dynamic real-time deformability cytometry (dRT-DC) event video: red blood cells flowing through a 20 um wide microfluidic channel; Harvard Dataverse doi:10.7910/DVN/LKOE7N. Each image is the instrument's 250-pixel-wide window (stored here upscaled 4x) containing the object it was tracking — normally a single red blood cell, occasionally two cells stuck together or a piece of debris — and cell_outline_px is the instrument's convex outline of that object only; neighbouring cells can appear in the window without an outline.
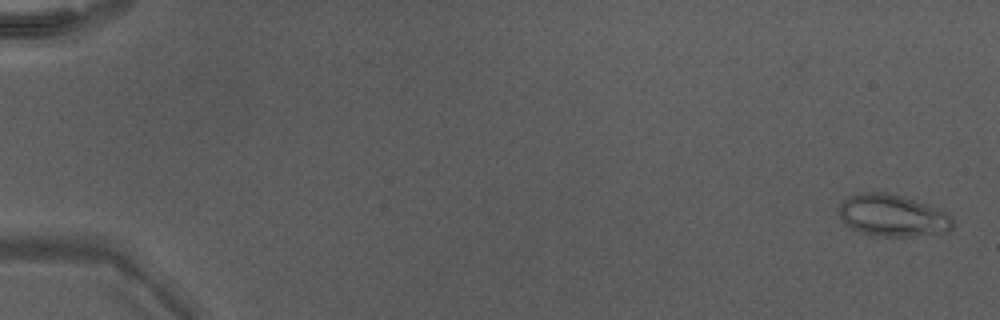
{"species": "Egyptian fruit bat (a non-hibernating species)", "species_latin": "Rousettus aegyptiacus", "temperature_condition": "warm", "stored_images_in_passage": 50, "camera_frame_rate_fps": 3000, "um_per_image_px": 0.085, "animal": {"sex": "male"}, "frame": {"image": 1, "passage_image": 2, "time_ms": 0.333, "image_size_px": [1000, 320], "cell_outline_px": [[952, 228], [948, 232], [912, 236], [872, 236], [860, 232], [844, 224], [840, 220], [840, 200], [848, 196], [860, 192], [884, 192], [900, 196], [924, 204], [948, 216], [952, 220]], "centroid_in_image_um": [75.76, 18.33], "position_along_channel_um": 9.2, "area_um2": 27.4}}
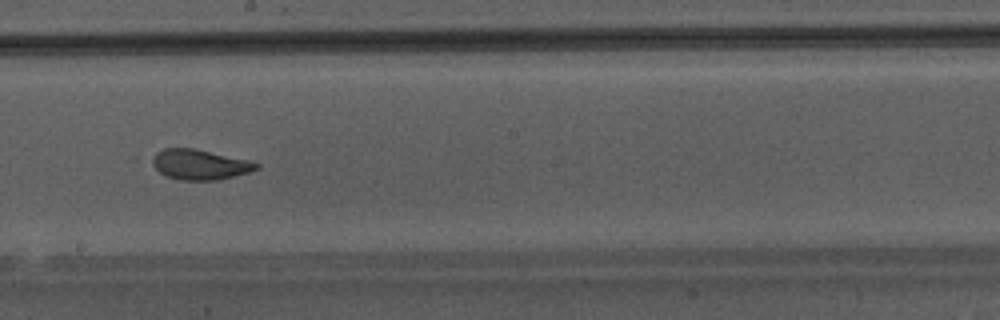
{"frame": {"image": 2, "passage_image": 30, "time_ms": 9.667, "image_size_px": [1000, 320], "cell_outline_px": [[260, 168], [248, 172], [216, 180], [180, 180], [168, 176], [160, 172], [152, 164], [152, 160], [156, 152], [164, 148], [192, 148], [252, 160], [260, 164]], "centroid_in_image_um": [17.02, 13.97], "position_along_channel_um": 231.2, "area_um2": 18.21}}
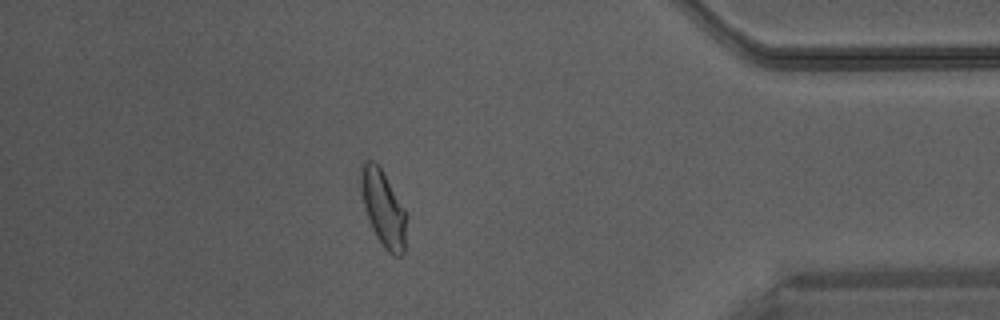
{"frame": {"image": 3, "passage_image": 44, "time_ms": 14.333, "image_size_px": [1000, 320], "cell_outline_px": [[408, 216], [404, 252], [400, 256], [392, 256], [384, 248], [376, 236], [372, 228], [364, 204], [360, 188], [360, 168], [364, 160], [372, 160], [380, 168], [404, 208]], "centroid_in_image_um": [32.59, 17.74], "position_along_channel_um": 402.6, "area_um2": 20.11}}